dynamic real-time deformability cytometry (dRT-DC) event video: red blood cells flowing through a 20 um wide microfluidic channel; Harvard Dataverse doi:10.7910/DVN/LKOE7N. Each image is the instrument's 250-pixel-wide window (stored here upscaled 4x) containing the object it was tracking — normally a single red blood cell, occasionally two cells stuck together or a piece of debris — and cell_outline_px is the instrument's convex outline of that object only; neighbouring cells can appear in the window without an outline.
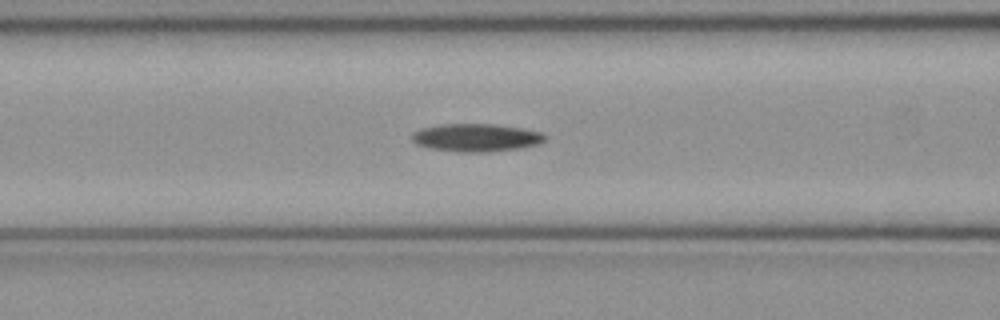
{"species": "common noctule bat (a hibernating species)", "species_latin": "Nyctalus noctula", "temperature_condition": "cold", "stored_images_in_passage": 50, "camera_frame_rate_fps": 3000, "um_per_image_px": 0.085, "animal": {"sex": "female", "body_mass_g": 21.9}, "frame": {"image": 1, "passage_image": 20, "time_ms": 6.333, "image_size_px": [1000, 320], "cell_outline_px": [[548, 136], [544, 140], [536, 144], [520, 148], [488, 152], [456, 152], [432, 148], [416, 144], [412, 140], [412, 132], [420, 128], [440, 124], [492, 124], [524, 128], [544, 132]], "centroid_in_image_um": [40.48, 11.69], "position_along_channel_um": 126.1, "area_um2": 21.79}}
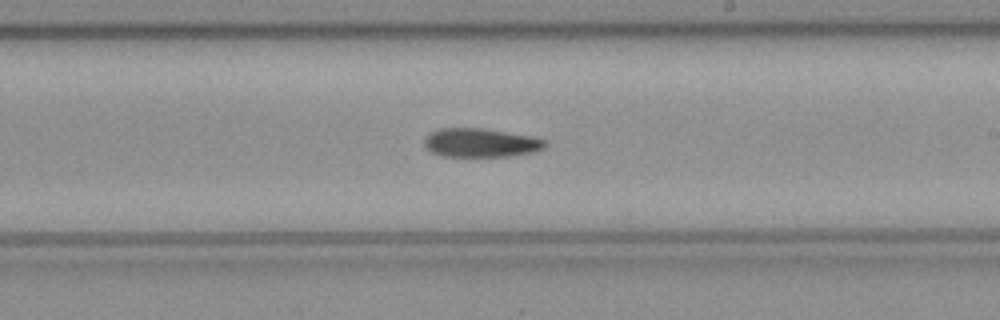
{"frame": {"image": 2, "passage_image": 29, "time_ms": 9.333, "image_size_px": [1000, 320], "cell_outline_px": [[544, 148], [532, 152], [504, 156], [444, 156], [432, 152], [424, 144], [424, 140], [436, 128], [484, 128], [532, 136], [544, 140]], "centroid_in_image_um": [40.83, 12.12], "position_along_channel_um": 248.2, "area_um2": 19.94}}
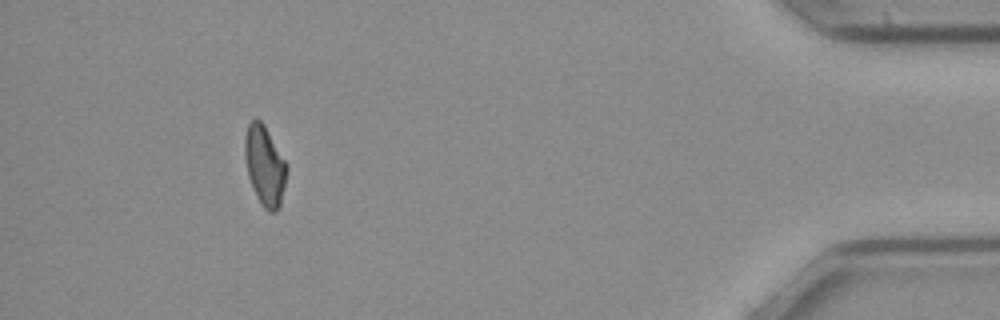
{"frame": {"image": 3, "passage_image": 46, "time_ms": 15.0, "image_size_px": [1000, 320], "cell_outline_px": [[288, 168], [280, 208], [272, 212], [268, 212], [264, 208], [256, 196], [248, 176], [244, 156], [244, 136], [248, 124], [252, 120], [260, 120], [264, 124], [284, 160]], "centroid_in_image_um": [22.49, 14.1], "position_along_channel_um": 412.7, "area_um2": 19.42}, "authors_computed_cell_mechanics": {"area_um2": 20.1433, "velocity_mm_per_s": 4.0546, "shape_relaxation_time_tau1_ms": 4.6976, "shape_relaxation_time_tau2_ms": null, "deformation_change_tau1": 0.137, "deformation_change_tau2": null}}